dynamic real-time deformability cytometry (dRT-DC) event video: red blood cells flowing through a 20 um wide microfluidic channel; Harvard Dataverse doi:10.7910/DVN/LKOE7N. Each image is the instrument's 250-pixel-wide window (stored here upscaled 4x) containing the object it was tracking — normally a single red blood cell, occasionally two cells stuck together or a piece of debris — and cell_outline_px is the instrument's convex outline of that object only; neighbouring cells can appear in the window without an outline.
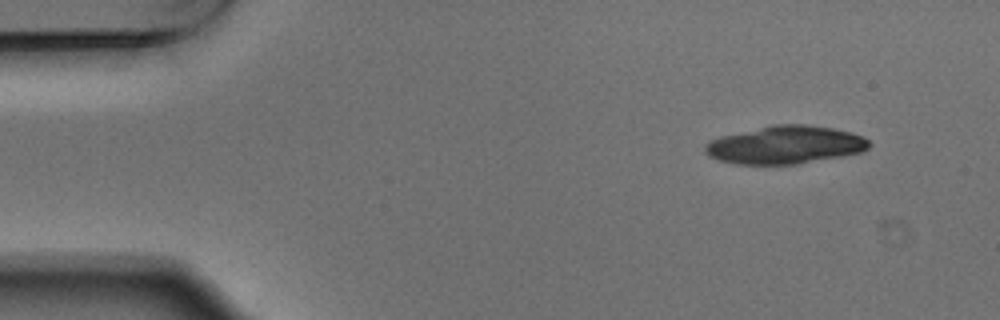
{"species": "Egyptian fruit bat (a non-hibernating species)", "species_latin": "Rousettus aegyptiacus", "temperature_condition": "warm", "stored_images_in_passage": 5, "camera_frame_rate_fps": 3000, "um_per_image_px": 0.085, "animal": {"sex": "male"}, "frame": {"image": 1, "passage_image": 1, "time_ms": 0.0, "image_size_px": [1000, 320], "cell_outline_px": [[872, 144], [864, 152], [796, 164], [736, 164], [716, 160], [708, 156], [704, 152], [704, 144], [708, 140], [720, 136], [772, 124], [804, 124], [832, 128], [852, 132], [864, 136]], "centroid_in_image_um": [66.72, 12.31], "position_along_channel_um": 18.3, "area_um2": 36.7}}